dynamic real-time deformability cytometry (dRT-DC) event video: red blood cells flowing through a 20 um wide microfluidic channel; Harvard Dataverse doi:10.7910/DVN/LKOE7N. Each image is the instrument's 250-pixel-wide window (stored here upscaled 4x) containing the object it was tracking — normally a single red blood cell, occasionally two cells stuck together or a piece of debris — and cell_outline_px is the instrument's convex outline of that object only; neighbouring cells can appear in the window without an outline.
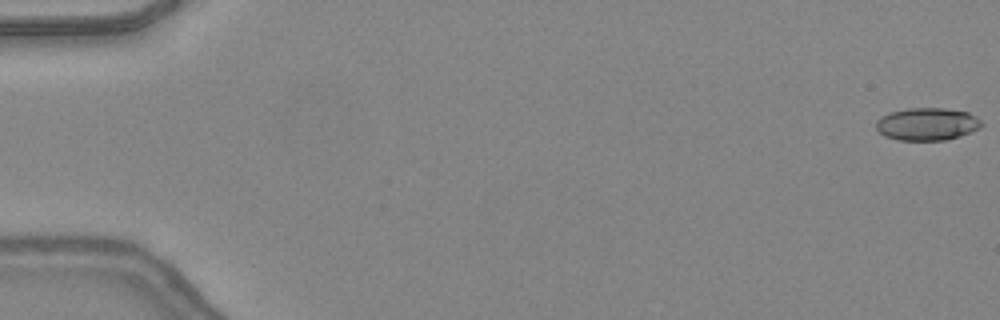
{"species": "common noctule bat (a hibernating species)", "species_latin": "Nyctalus noctula", "temperature_condition": "warm", "stored_images_in_passage": 15, "camera_frame_rate_fps": 3000, "um_per_image_px": 0.085, "animal": {"sex": "female", "body_mass_g": 24.6, "forearm_length_mm": 56.2}, "frame": {"image": 1, "passage_image": 1, "time_ms": 0.0, "image_size_px": [1000, 320], "cell_outline_px": [[984, 124], [960, 136], [944, 140], [900, 140], [884, 136], [876, 128], [876, 120], [880, 116], [888, 112], [908, 108], [944, 108], [968, 112], [980, 120]], "centroid_in_image_um": [78.75, 10.53], "position_along_channel_um": 6.3, "area_um2": 19.94}}
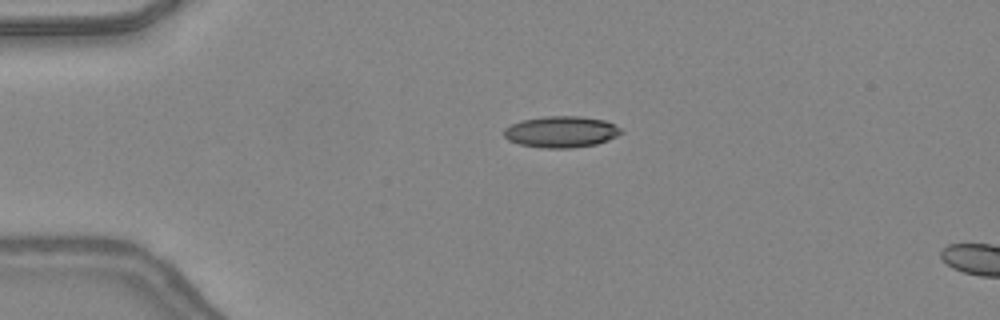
{"frame": {"image": 2, "passage_image": 12, "time_ms": 3.667, "image_size_px": [1000, 320], "cell_outline_px": [[624, 132], [608, 140], [596, 144], [572, 148], [540, 148], [520, 144], [508, 140], [504, 136], [504, 128], [512, 124], [524, 120], [544, 116], [580, 116], [604, 120], [620, 128]], "centroid_in_image_um": [47.69, 11.21], "position_along_channel_um": 37.3, "area_um2": 21.33}}